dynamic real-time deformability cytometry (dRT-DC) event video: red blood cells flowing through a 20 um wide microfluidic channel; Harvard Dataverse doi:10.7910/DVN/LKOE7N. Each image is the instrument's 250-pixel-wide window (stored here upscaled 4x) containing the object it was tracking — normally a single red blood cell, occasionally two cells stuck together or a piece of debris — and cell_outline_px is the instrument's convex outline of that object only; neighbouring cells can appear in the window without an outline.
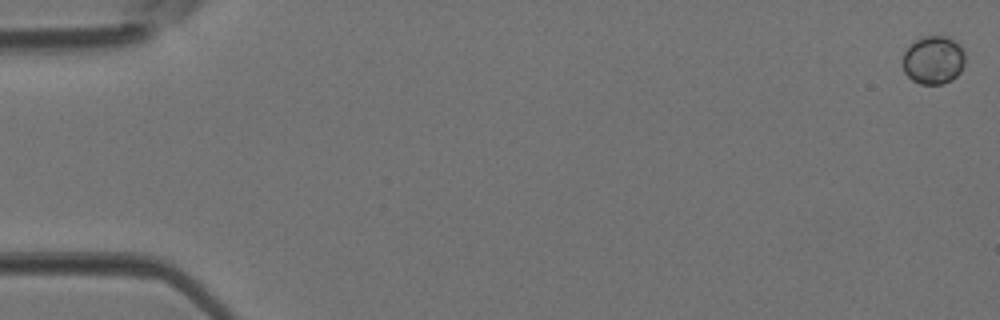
{"species": "Egyptian fruit bat (a non-hibernating species)", "species_latin": "Rousettus aegyptiacus", "temperature_condition": "room temperature", "stored_images_in_passage": 42, "camera_frame_rate_fps": 3000, "um_per_image_px": 0.085, "animal": {"sex": "female"}, "frame": {"image": 1, "passage_image": 1, "time_ms": 0.0, "image_size_px": [1000, 320], "cell_outline_px": [[964, 64], [960, 72], [952, 80], [940, 84], [920, 84], [912, 80], [904, 72], [904, 52], [916, 40], [924, 36], [948, 36], [960, 44], [964, 52]], "centroid_in_image_um": [79.36, 5.1], "position_along_channel_um": 5.6, "area_um2": 17.46}}
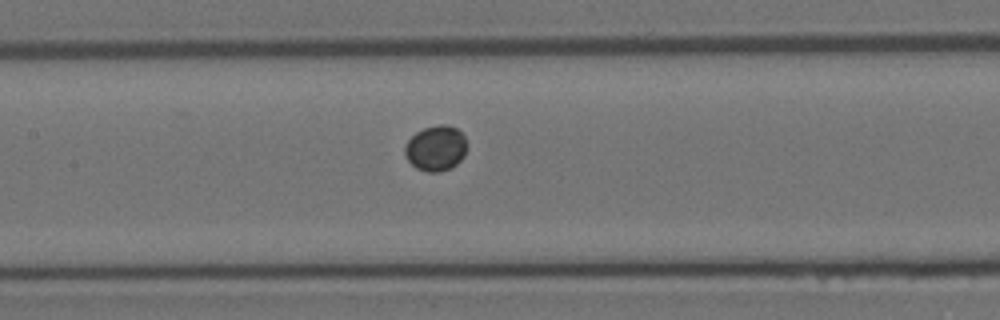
{"frame": {"image": 2, "passage_image": 21, "time_ms": 6.667, "image_size_px": [1000, 320], "cell_outline_px": [[464, 156], [452, 168], [440, 172], [428, 172], [416, 168], [404, 156], [404, 148], [408, 140], [416, 132], [424, 128], [440, 124], [444, 124], [456, 128], [464, 136]], "centroid_in_image_um": [37.01, 12.61], "position_along_channel_um": 170.4, "area_um2": 16.24}}
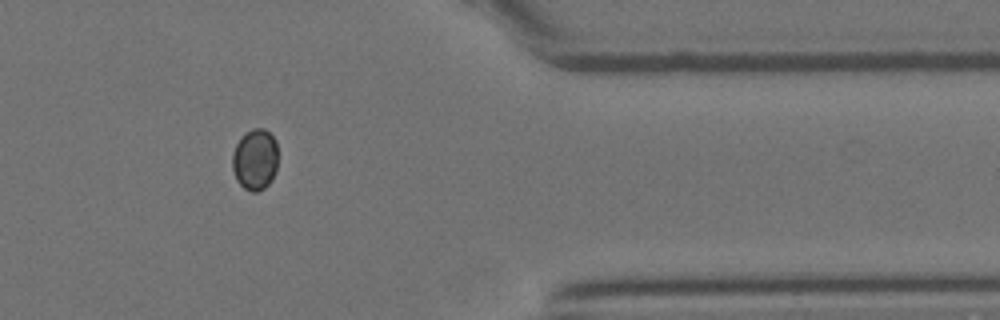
{"frame": {"image": 3, "passage_image": 36, "time_ms": 11.667, "image_size_px": [1000, 320], "cell_outline_px": [[276, 172], [272, 180], [264, 188], [256, 192], [252, 192], [244, 188], [236, 180], [232, 168], [232, 152], [240, 136], [252, 128], [264, 128], [276, 140]], "centroid_in_image_um": [21.66, 13.55], "position_along_channel_um": 389.7, "area_um2": 16.42}}